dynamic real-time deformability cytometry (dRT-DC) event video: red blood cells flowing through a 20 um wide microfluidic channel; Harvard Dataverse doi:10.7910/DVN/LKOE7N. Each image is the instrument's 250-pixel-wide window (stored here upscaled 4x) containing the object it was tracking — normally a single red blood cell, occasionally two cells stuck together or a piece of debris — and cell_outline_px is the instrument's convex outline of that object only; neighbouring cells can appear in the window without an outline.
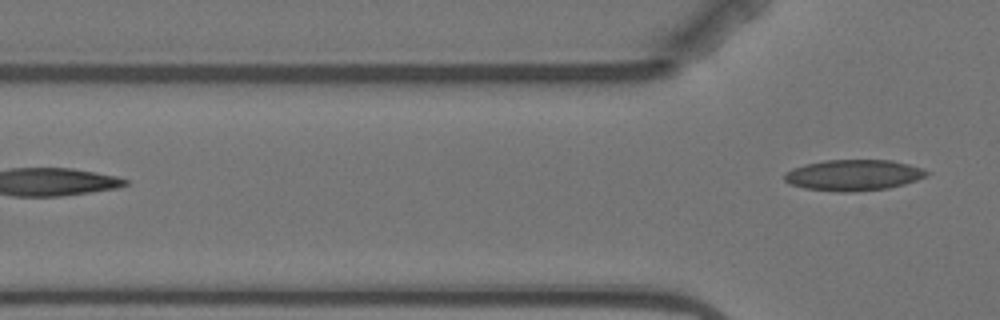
{"species": "Egyptian fruit bat (a non-hibernating species)", "species_latin": "Rousettus aegyptiacus", "temperature_condition": "warm", "stored_images_in_passage": 4, "segment_of_instrument_passage": [2, 2], "camera_frame_rate_fps": 3000, "um_per_image_px": 0.085, "animal": {"sex": "female"}, "frame": {"image": 1, "passage_image": 4, "time_ms": 4.333, "image_size_px": [1000, 320], "cell_outline_px": [[932, 172], [928, 176], [904, 184], [888, 188], [852, 192], [840, 192], [804, 188], [792, 184], [784, 180], [784, 172], [792, 168], [804, 164], [824, 160], [892, 160], [924, 168]], "centroid_in_image_um": [72.57, 14.88], "position_along_channel_um": 53.2, "area_um2": 25.89}}